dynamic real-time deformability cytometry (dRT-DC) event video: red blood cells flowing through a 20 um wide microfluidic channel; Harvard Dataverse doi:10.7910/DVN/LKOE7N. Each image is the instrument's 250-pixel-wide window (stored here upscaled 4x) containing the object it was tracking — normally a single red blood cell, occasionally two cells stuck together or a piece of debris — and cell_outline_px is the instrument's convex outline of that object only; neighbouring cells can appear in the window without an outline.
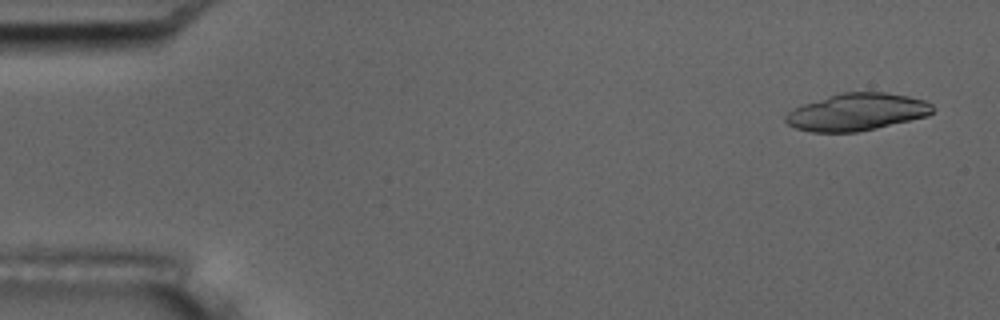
{"species": "common noctule bat (a hibernating species)", "species_latin": "Nyctalus noctula", "temperature_condition": "room temperature", "stored_images_in_passage": 6, "camera_frame_rate_fps": 3000, "um_per_image_px": 0.085, "animal": {"sex": "male", "body_mass_g": 17.5, "forearm_length_mm": 52.3}, "frame": {"image": 1, "passage_image": 1, "time_ms": 0.0, "image_size_px": [1000, 320], "cell_outline_px": [[932, 112], [928, 116], [876, 128], [856, 132], [812, 132], [796, 128], [788, 124], [784, 120], [784, 116], [792, 108], [840, 92], [884, 92], [908, 96], [924, 100], [932, 104]], "centroid_in_image_um": [72.81, 9.52], "position_along_channel_um": 12.2, "area_um2": 31.79}}